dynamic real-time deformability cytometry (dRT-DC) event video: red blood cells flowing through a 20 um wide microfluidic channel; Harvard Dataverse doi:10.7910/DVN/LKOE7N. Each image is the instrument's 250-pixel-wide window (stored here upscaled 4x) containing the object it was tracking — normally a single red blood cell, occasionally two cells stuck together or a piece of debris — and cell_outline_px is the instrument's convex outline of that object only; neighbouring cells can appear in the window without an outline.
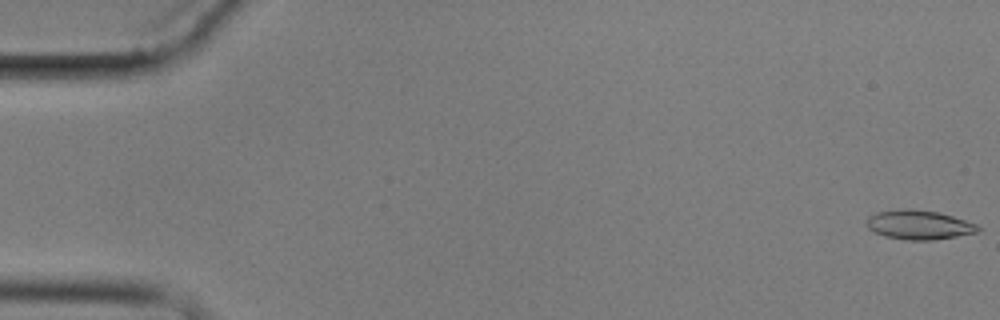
{"species": "common noctule bat (a hibernating species)", "species_latin": "Nyctalus noctula", "temperature_condition": "cold", "stored_images_in_passage": 14, "camera_frame_rate_fps": 3000, "um_per_image_px": 0.085, "animal": {"sex": "male", "body_mass_g": 17.9}, "frame": {"image": 1, "passage_image": 1, "time_ms": 0.0, "image_size_px": [1000, 320], "cell_outline_px": [[980, 232], [932, 240], [908, 240], [884, 236], [868, 228], [868, 216], [876, 212], [904, 208], [908, 208], [936, 212], [952, 216], [976, 224], [980, 228]], "centroid_in_image_um": [78.11, 19.11], "position_along_channel_um": 6.9, "area_um2": 18.79}}
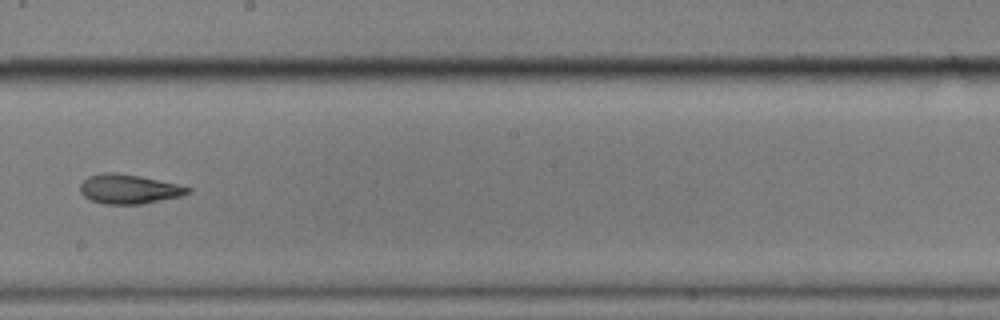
{"frame": {"image": 2, "passage_image": 8, "time_ms": 10.667, "image_size_px": [1000, 320], "cell_outline_px": [[192, 192], [180, 196], [140, 204], [104, 204], [92, 200], [84, 196], [80, 192], [80, 184], [88, 176], [104, 172], [112, 172], [140, 176], [176, 184], [192, 188]], "centroid_in_image_um": [10.94, 16.07], "position_along_channel_um": 237.3, "area_um2": 18.26}}
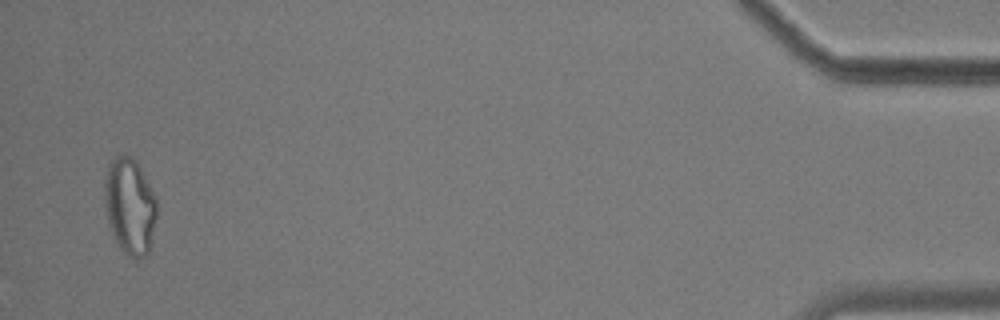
{"frame": {"image": 3, "passage_image": 14, "time_ms": 18.333, "image_size_px": [1000, 320], "cell_outline_px": [[156, 216], [148, 252], [144, 256], [136, 260], [124, 252], [116, 244], [108, 220], [104, 196], [104, 184], [108, 164], [120, 152], [132, 156], [140, 168], [156, 200]], "centroid_in_image_um": [11.01, 17.5], "position_along_channel_um": 424.2, "area_um2": 29.02}, "authors_computed_cell_mechanics": {"area_um2": 19.3341, "velocity_mm_per_s": 3.5078, "shape_relaxation_time_tau1_ms": 8.5503, "shape_relaxation_time_tau2_ms": 5.6254, "deformation_change_tau1": 0.1705, "deformation_change_tau2": 0.1505}}